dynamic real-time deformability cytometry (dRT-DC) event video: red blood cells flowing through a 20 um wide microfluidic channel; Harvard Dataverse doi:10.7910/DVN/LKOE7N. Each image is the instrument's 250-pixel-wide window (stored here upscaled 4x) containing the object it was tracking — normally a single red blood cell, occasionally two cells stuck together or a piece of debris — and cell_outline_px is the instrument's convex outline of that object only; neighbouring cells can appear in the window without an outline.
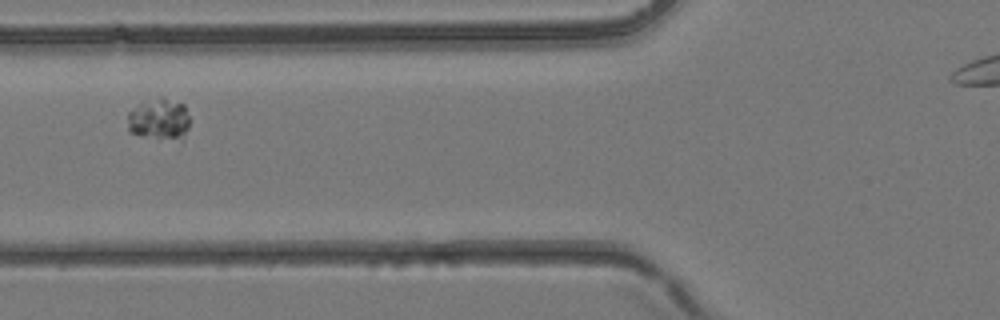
{"species": "common noctule bat (a hibernating species)", "species_latin": "Nyctalus noctula", "temperature_condition": "room temperature", "stored_images_in_passage": 4, "segment_of_instrument_passage": [1, 2], "camera_frame_rate_fps": 3000, "um_per_image_px": 0.085, "animal": {"sex": "female", "body_mass_g": 24.6, "forearm_length_mm": 56.2}, "frame": {"image": 1, "passage_image": 3, "time_ms": 0.667, "image_size_px": [1000, 320], "cell_outline_px": [[188, 128], [184, 140], [160, 140], [140, 136], [128, 132], [128, 112], [144, 100], [160, 96], [164, 96], [184, 104], [188, 116]], "centroid_in_image_um": [13.53, 10.15], "position_along_channel_um": 112.3, "area_um2": 15.72}}